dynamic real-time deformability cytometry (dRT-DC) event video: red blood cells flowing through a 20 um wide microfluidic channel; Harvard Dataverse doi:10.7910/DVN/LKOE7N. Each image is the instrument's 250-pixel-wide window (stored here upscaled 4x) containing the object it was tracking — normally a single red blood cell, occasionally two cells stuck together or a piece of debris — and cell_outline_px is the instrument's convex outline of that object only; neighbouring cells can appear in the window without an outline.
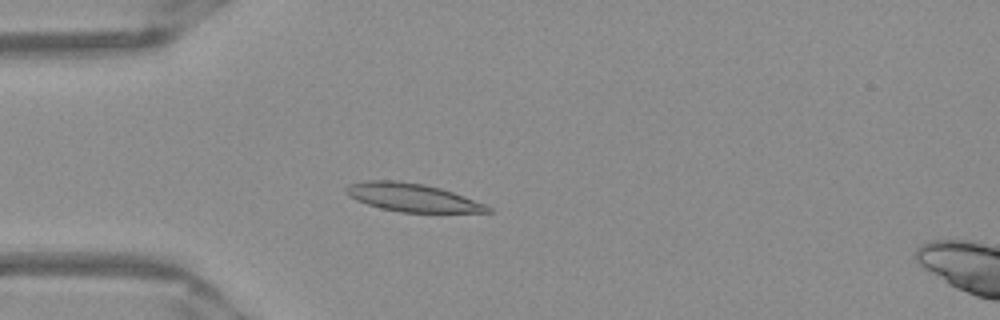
{"species": "Egyptian fruit bat (a non-hibernating species)", "species_latin": "Rousettus aegyptiacus", "temperature_condition": "warm", "stored_images_in_passage": 39, "camera_frame_rate_fps": 3000, "um_per_image_px": 0.085, "frame": {"image": 1, "passage_image": 2, "time_ms": 0.333, "image_size_px": [1000, 320], "cell_outline_px": [[496, 212], [400, 212], [380, 208], [356, 200], [348, 196], [344, 192], [344, 188], [348, 184], [368, 180], [396, 180], [424, 184], [440, 188], [488, 204]], "centroid_in_image_um": [35.05, 16.78], "position_along_channel_um": 50.0, "area_um2": 23.41}}
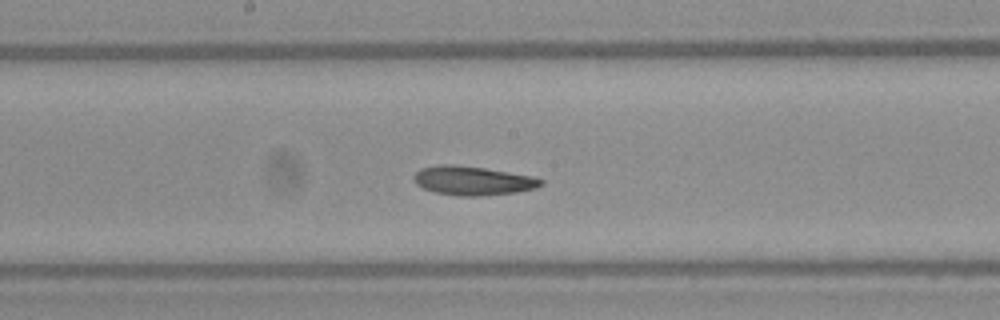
{"frame": {"image": 2, "passage_image": 15, "time_ms": 4.667, "image_size_px": [1000, 320], "cell_outline_px": [[544, 184], [536, 188], [516, 192], [480, 196], [460, 196], [436, 192], [424, 188], [416, 184], [412, 180], [412, 176], [420, 168], [440, 164], [452, 164], [484, 168], [532, 176], [544, 180]], "centroid_in_image_um": [40.17, 15.35], "position_along_channel_um": 208.0, "area_um2": 21.5}}
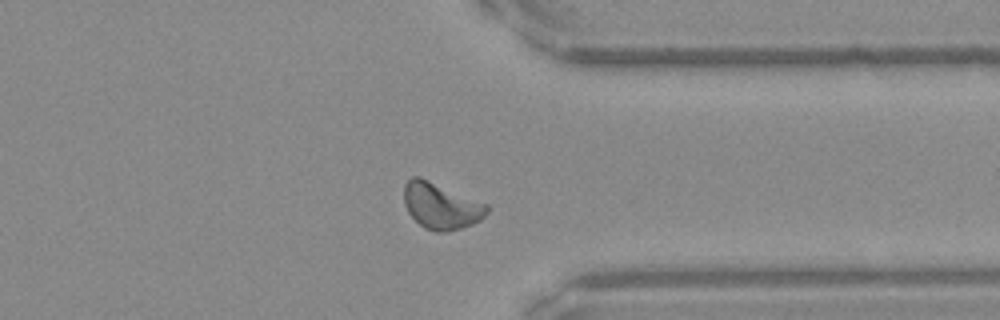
{"frame": {"image": 3, "passage_image": 28, "time_ms": 9.0, "image_size_px": [1000, 320], "cell_outline_px": [[488, 212], [480, 220], [472, 224], [448, 232], [436, 232], [424, 228], [408, 212], [404, 204], [404, 184], [412, 176], [420, 176], [488, 204]], "centroid_in_image_um": [37.48, 17.49], "position_along_channel_um": 373.9, "area_um2": 22.43}, "authors_computed_cell_mechanics": {"area_um2": 21.5016, "velocity_mm_per_s": 3.9127, "shape_relaxation_time_tau1_ms": 7.0335, "shape_relaxation_time_tau2_ms": 3.5149, "deformation_change_tau1": 0.1748, "deformation_change_tau2": 0.101}}